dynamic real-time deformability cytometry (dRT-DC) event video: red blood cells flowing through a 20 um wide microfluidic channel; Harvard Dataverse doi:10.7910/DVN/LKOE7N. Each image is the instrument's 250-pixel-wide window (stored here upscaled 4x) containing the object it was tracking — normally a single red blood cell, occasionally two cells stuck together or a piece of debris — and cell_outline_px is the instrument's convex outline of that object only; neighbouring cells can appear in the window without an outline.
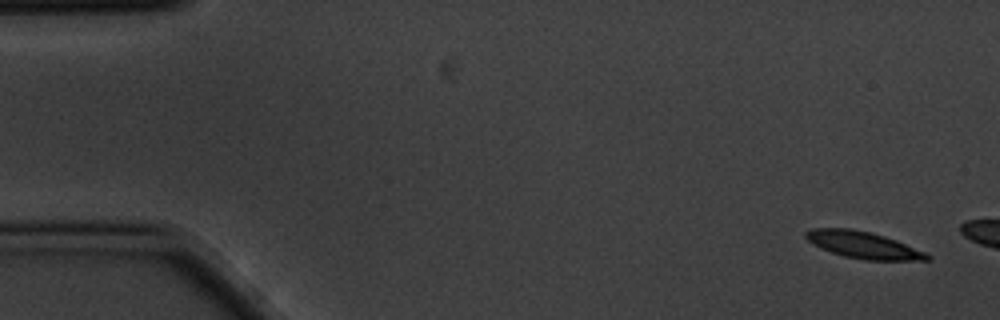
{"species": "common noctule bat (a hibernating species)", "species_latin": "Nyctalus noctula", "temperature_condition": "cold", "stored_images_in_passage": 5, "camera_frame_rate_fps": 3000, "um_per_image_px": 0.085, "animal": {"sex": "male", "body_mass_g": 20.1, "forearm_length_mm": 53.5}, "frame": {"image": 1, "passage_image": 1, "time_ms": 0.0, "image_size_px": [1000, 320], "cell_outline_px": [[932, 256], [928, 260], [864, 260], [844, 256], [820, 248], [812, 244], [804, 236], [804, 232], [812, 228], [852, 228], [872, 232], [896, 240], [924, 252]], "centroid_in_image_um": [73.33, 20.81], "position_along_channel_um": 11.7, "area_um2": 18.96}}